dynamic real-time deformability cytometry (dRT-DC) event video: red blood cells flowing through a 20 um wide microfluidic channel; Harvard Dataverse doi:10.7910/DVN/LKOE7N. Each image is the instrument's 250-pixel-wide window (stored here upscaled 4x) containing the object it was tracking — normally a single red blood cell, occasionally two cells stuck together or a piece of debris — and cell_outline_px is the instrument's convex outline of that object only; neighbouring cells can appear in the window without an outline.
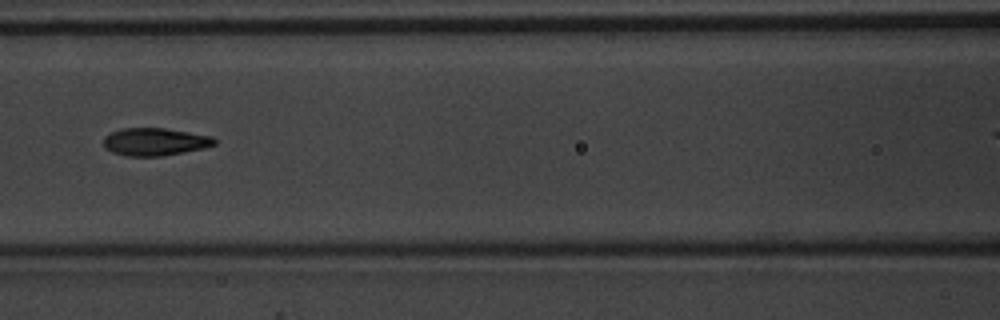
{"species": "common noctule bat (a hibernating species)", "species_latin": "Nyctalus noctula", "temperature_condition": "warm", "stored_images_in_passage": 7, "camera_frame_rate_fps": 3000, "um_per_image_px": 0.085, "animal": {"sex": "male", "body_mass_g": 20.1, "forearm_length_mm": 53.5}, "frame": {"image": 1, "passage_image": 6, "time_ms": 1.667, "image_size_px": [1000, 320], "cell_outline_px": [[216, 144], [204, 148], [184, 152], [160, 156], [128, 156], [112, 152], [104, 148], [104, 136], [112, 132], [124, 128], [164, 128], [212, 136], [216, 140]], "centroid_in_image_um": [13.16, 12.05], "position_along_channel_um": 153.4, "area_um2": 17.8}}
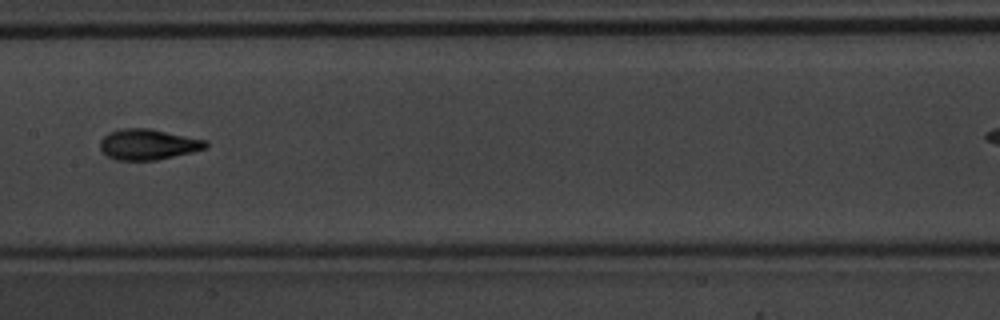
{"frame": {"image": 2, "passage_image": 7, "time_ms": 2.0, "image_size_px": [1000, 320], "cell_outline_px": [[208, 148], [192, 152], [156, 160], [116, 160], [108, 156], [100, 148], [100, 140], [108, 132], [120, 128], [148, 128], [208, 140]], "centroid_in_image_um": [12.6, 12.26], "position_along_channel_um": 194.8, "area_um2": 18.96}}